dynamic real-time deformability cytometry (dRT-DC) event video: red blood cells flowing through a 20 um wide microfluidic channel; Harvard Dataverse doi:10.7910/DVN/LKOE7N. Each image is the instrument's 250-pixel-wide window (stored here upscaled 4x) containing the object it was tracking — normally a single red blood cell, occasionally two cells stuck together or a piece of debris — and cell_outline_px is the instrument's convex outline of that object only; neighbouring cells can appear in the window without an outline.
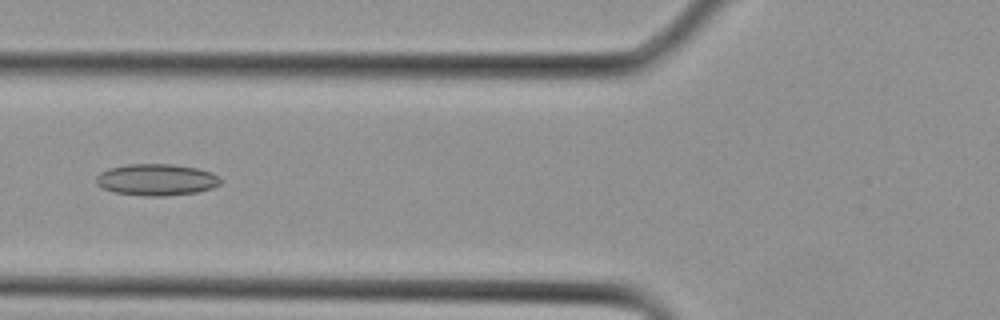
{"species": "Egyptian fruit bat (a non-hibernating species)", "species_latin": "Rousettus aegyptiacus", "temperature_condition": "cold", "stored_images_in_passage": 28, "camera_frame_rate_fps": 3000, "um_per_image_px": 0.085, "animal": {"sex": "female"}, "frame": {"image": 1, "passage_image": 10, "time_ms": 3.0, "image_size_px": [1000, 320], "cell_outline_px": [[224, 180], [220, 184], [212, 188], [196, 192], [164, 196], [144, 196], [116, 192], [100, 188], [96, 184], [96, 176], [100, 172], [112, 168], [128, 164], [172, 164], [196, 168], [212, 172], [220, 176]], "centroid_in_image_um": [13.33, 15.28], "position_along_channel_um": 112.5, "area_um2": 23.0}}
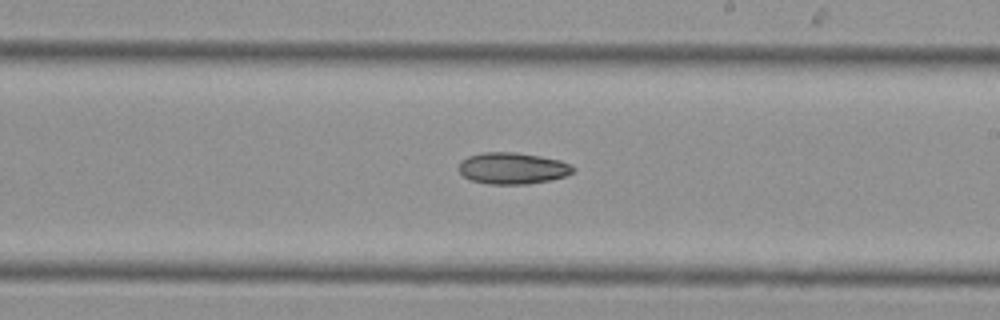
{"frame": {"image": 2, "passage_image": 16, "time_ms": 5.0, "image_size_px": [1000, 320], "cell_outline_px": [[576, 168], [572, 172], [564, 176], [548, 180], [528, 184], [488, 184], [468, 180], [456, 168], [460, 160], [468, 156], [484, 152], [516, 152], [540, 156], [560, 160]], "centroid_in_image_um": [43.49, 14.3], "position_along_channel_um": 245.5, "area_um2": 21.1}}
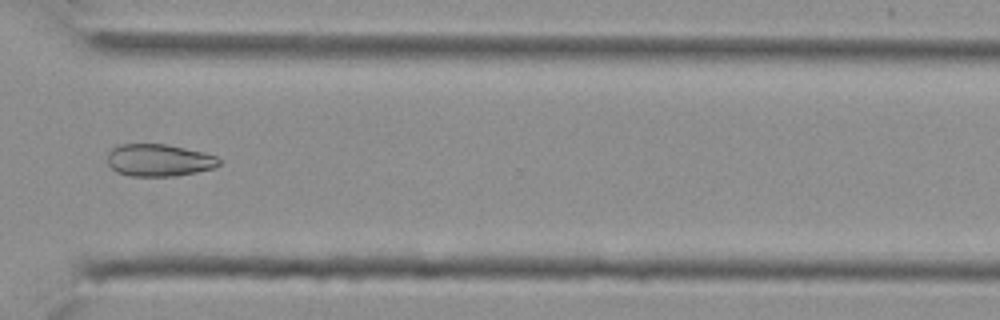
{"frame": {"image": 3, "passage_image": 21, "time_ms": 6.667, "image_size_px": [1000, 320], "cell_outline_px": [[220, 164], [212, 168], [196, 172], [172, 176], [132, 176], [116, 172], [108, 164], [108, 152], [112, 148], [120, 144], [164, 144], [204, 152], [216, 156], [220, 160]], "centroid_in_image_um": [13.49, 13.61], "position_along_channel_um": 357.1, "area_um2": 20.87}}